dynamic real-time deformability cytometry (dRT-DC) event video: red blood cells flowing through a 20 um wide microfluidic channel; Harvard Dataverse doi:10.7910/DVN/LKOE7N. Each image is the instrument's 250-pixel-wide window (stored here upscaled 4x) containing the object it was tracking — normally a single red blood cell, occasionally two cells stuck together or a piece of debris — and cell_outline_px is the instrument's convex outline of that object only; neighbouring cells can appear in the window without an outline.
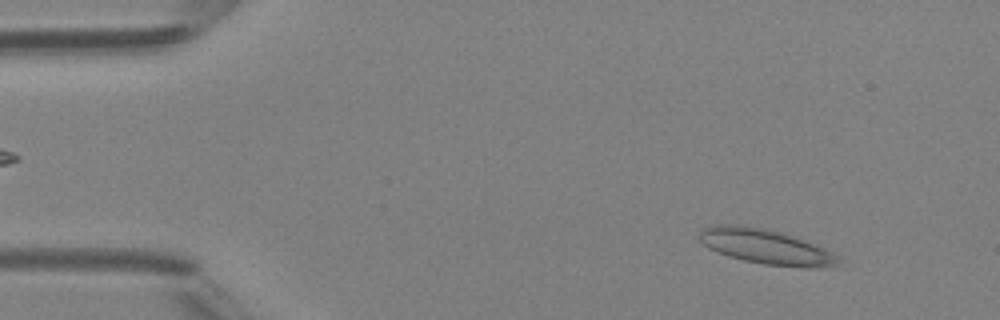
{"species": "Egyptian fruit bat (a non-hibernating species)", "species_latin": "Rousettus aegyptiacus", "temperature_condition": "room temperature", "stored_images_in_passage": 47, "camera_frame_rate_fps": 3000, "um_per_image_px": 0.085, "animal": {"sex": "female"}, "frame": {"image": 1, "passage_image": 5, "time_ms": 1.333, "image_size_px": [1000, 320], "cell_outline_px": [[844, 260], [836, 264], [820, 268], [804, 268], [764, 264], [744, 260], [728, 256], [708, 248], [700, 240], [700, 228], [716, 224], [740, 224], [768, 228], [804, 240], [824, 248], [840, 256]], "centroid_in_image_um": [65.11, 20.96], "position_along_channel_um": 19.9, "area_um2": 28.55}}
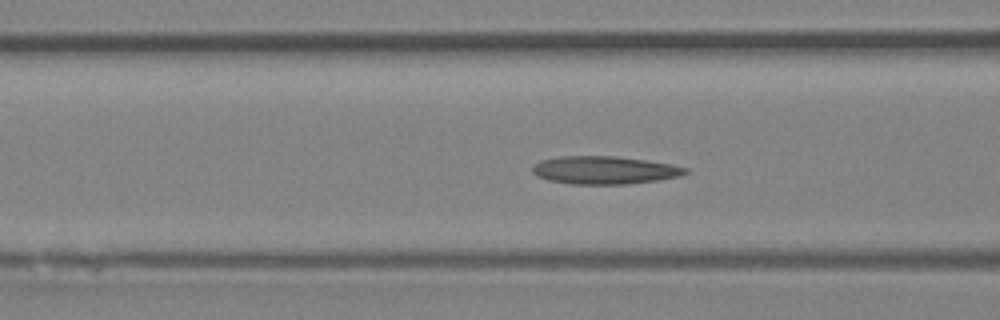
{"frame": {"image": 2, "passage_image": 18, "time_ms": 5.667, "image_size_px": [1000, 320], "cell_outline_px": [[688, 172], [680, 176], [656, 180], [628, 184], [572, 184], [548, 180], [536, 176], [532, 172], [532, 168], [540, 160], [560, 156], [616, 156], [672, 164], [688, 168]], "centroid_in_image_um": [51.36, 14.46], "position_along_channel_um": 115.2, "area_um2": 24.85}}
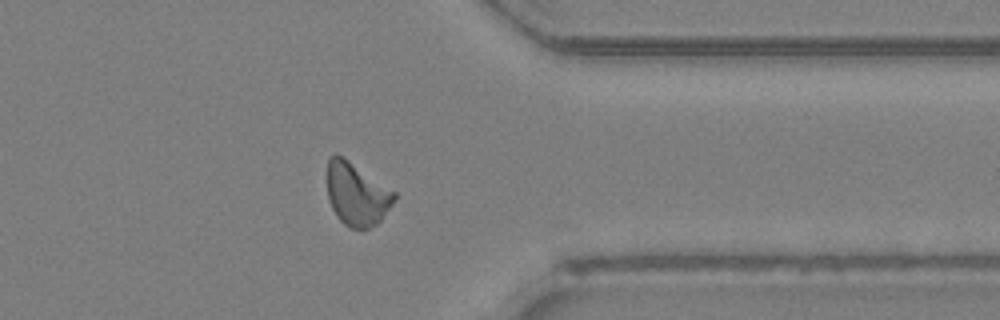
{"frame": {"image": 3, "passage_image": 37, "time_ms": 12.0, "image_size_px": [1000, 320], "cell_outline_px": [[396, 196], [392, 204], [380, 220], [376, 224], [368, 228], [348, 228], [336, 216], [328, 200], [328, 156], [336, 152], [396, 192]], "centroid_in_image_um": [30.3, 16.49], "position_along_channel_um": 381.1, "area_um2": 24.39}, "authors_computed_cell_mechanics": {"area_um2": 24.1026, "velocity_mm_per_s": 4.3331, "shape_relaxation_time_tau1_ms": null, "shape_relaxation_time_tau2_ms": 3.87, "deformation_change_tau1": null, "deformation_change_tau2": 0.1174}}